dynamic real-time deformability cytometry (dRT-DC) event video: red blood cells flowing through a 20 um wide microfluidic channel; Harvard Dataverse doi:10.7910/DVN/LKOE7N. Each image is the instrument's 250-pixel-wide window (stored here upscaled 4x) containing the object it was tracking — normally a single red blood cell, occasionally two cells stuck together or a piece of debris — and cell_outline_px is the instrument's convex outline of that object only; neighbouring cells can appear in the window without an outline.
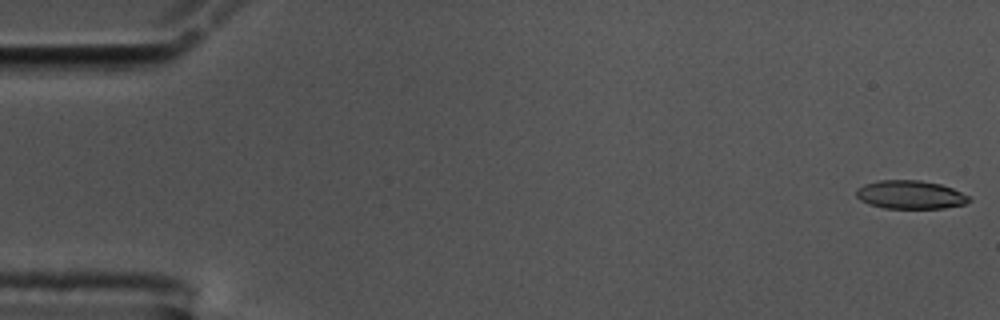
{"species": "common noctule bat (a hibernating species)", "species_latin": "Nyctalus noctula", "temperature_condition": "cold", "stored_images_in_passage": 56, "camera_frame_rate_fps": 3000, "um_per_image_px": 0.085, "animal": {"sex": "male", "body_mass_g": 17.5, "forearm_length_mm": 52.3}, "frame": {"image": 1, "passage_image": 1, "time_ms": 0.0, "image_size_px": [1000, 320], "cell_outline_px": [[972, 200], [964, 204], [944, 208], [884, 208], [868, 204], [860, 200], [856, 196], [856, 188], [864, 184], [880, 180], [920, 180], [940, 184], [952, 188], [968, 196]], "centroid_in_image_um": [77.34, 16.55], "position_along_channel_um": 7.7, "area_um2": 18.67}}
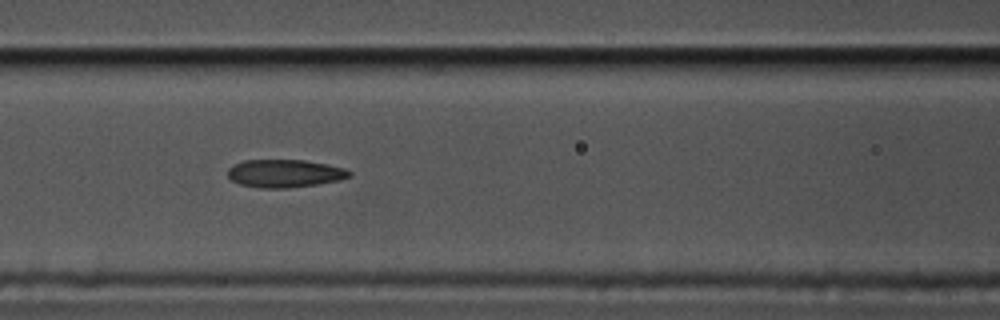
{"frame": {"image": 2, "passage_image": 24, "time_ms": 7.667, "image_size_px": [1000, 320], "cell_outline_px": [[352, 176], [340, 180], [316, 184], [288, 188], [260, 188], [240, 184], [232, 180], [228, 176], [228, 168], [232, 164], [244, 160], [304, 160], [344, 168], [352, 172]], "centroid_in_image_um": [24.18, 14.74], "position_along_channel_um": 142.4, "area_um2": 19.77}}
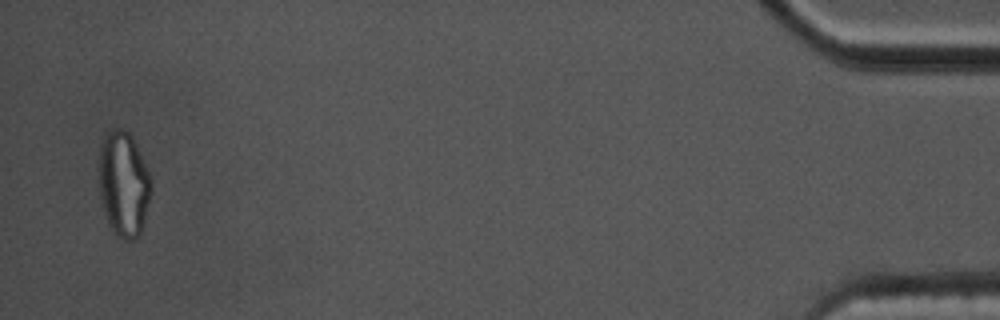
{"frame": {"image": 3, "passage_image": 55, "time_ms": 18.0, "image_size_px": [1000, 320], "cell_outline_px": [[152, 192], [144, 224], [140, 236], [136, 240], [124, 240], [116, 236], [112, 232], [108, 224], [100, 196], [100, 148], [104, 132], [108, 128], [124, 128], [132, 136], [140, 152], [152, 180]], "centroid_in_image_um": [10.53, 15.65], "position_along_channel_um": 424.7, "area_um2": 32.66}, "authors_computed_cell_mechanics": {"area_um2": 20.1433, "velocity_mm_per_s": 3.5676, "shape_relaxation_time_tau1_ms": null, "shape_relaxation_time_tau2_ms": 2.9009, "deformation_change_tau1": null, "deformation_change_tau2": 0.1021}}